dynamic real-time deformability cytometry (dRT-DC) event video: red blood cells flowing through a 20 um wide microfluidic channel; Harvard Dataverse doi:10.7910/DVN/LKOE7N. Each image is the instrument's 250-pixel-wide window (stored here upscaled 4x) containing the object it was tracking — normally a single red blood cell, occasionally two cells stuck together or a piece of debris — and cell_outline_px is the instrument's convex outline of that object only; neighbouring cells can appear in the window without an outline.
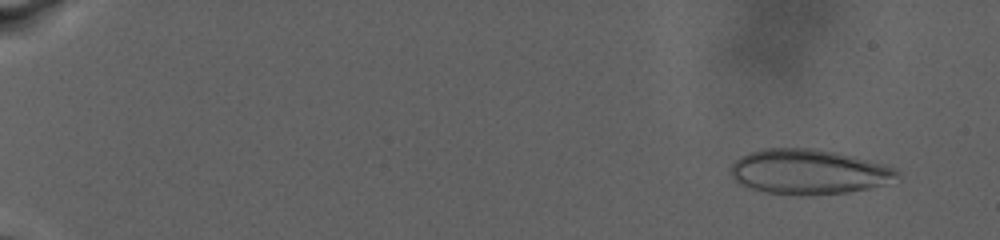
{"species": "human", "species_latin": "Homo sapiens", "temperature_condition": "warm", "stored_images_in_passage": 60, "camera_frame_rate_fps": 3000, "um_per_image_px": 0.085, "donor": {"sex": "male"}, "frame": {"image": 1, "passage_image": 5, "time_ms": 1.667, "image_size_px": [1000, 240], "cell_outline_px": [[900, 172], [896, 176], [884, 184], [868, 188], [848, 192], [812, 196], [796, 196], [768, 192], [748, 188], [736, 184], [728, 172], [732, 164], [740, 156], [748, 152], [760, 148], [816, 148], [840, 152], [856, 156], [884, 164], [896, 168]], "centroid_in_image_um": [68.67, 14.6], "position_along_channel_um": 16.3, "area_um2": 44.45}}
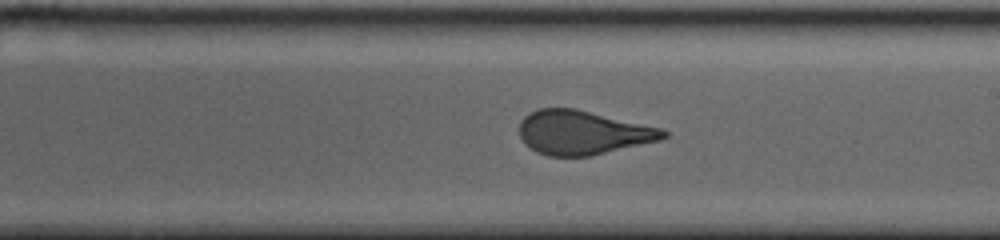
{"frame": {"image": 2, "passage_image": 36, "time_ms": 16.667, "image_size_px": [1000, 240], "cell_outline_px": [[668, 136], [660, 140], [588, 156], [548, 156], [536, 152], [520, 136], [520, 120], [528, 112], [540, 108], [576, 108], [660, 128], [668, 132]], "centroid_in_image_um": [49.51, 11.25], "position_along_channel_um": 239.5, "area_um2": 36.59}}
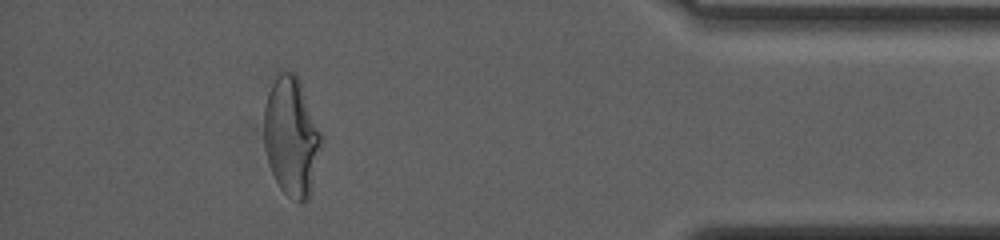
{"frame": {"image": 3, "passage_image": 55, "time_ms": 24.333, "image_size_px": [1000, 240], "cell_outline_px": [[324, 140], [312, 188], [308, 200], [304, 204], [300, 204], [288, 196], [280, 188], [268, 164], [264, 148], [264, 108], [268, 92], [276, 72], [296, 72], [324, 136]], "centroid_in_image_um": [24.8, 11.62], "position_along_channel_um": 410.4, "area_um2": 40.69}}